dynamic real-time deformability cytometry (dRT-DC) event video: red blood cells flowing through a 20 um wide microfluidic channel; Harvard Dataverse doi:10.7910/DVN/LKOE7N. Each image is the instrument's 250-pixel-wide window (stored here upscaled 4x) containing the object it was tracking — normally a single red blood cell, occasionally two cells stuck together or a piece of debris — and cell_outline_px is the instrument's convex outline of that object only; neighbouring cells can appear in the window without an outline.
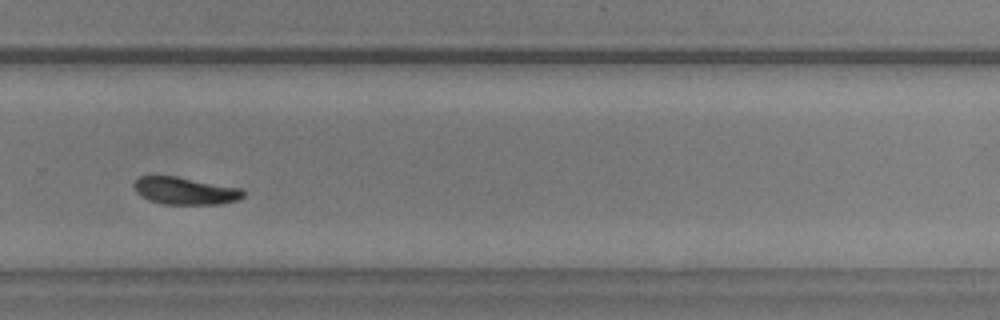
{"species": "common noctule bat (a hibernating species)", "species_latin": "Nyctalus noctula", "temperature_condition": "warm", "stored_images_in_passage": 34, "segment_of_instrument_passage": [2, 2], "camera_frame_rate_fps": 3000, "um_per_image_px": 0.085, "animal": {"sex": "male", "body_mass_g": 20.5, "forearm_length_mm": 52.5}, "frame": {"image": 1, "passage_image": 28, "time_ms": 9.0, "image_size_px": [1000, 320], "cell_outline_px": [[244, 196], [240, 200], [220, 204], [164, 204], [148, 200], [136, 192], [132, 184], [140, 176], [176, 176], [244, 188]], "centroid_in_image_um": [15.77, 16.22], "position_along_channel_um": 314.0, "area_um2": 17.63}}
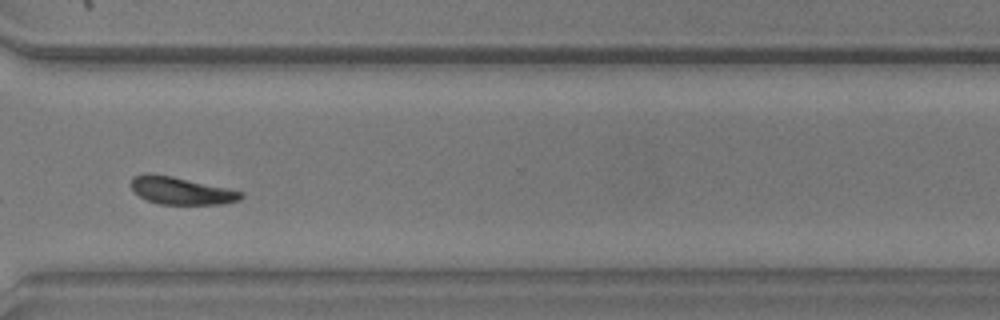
{"frame": {"image": 2, "passage_image": 31, "time_ms": 10.0, "image_size_px": [1000, 320], "cell_outline_px": [[244, 196], [240, 200], [224, 204], [160, 204], [148, 200], [140, 196], [132, 188], [132, 176], [148, 172], [172, 176], [228, 188], [244, 192]], "centroid_in_image_um": [15.43, 16.2], "position_along_channel_um": 355.2, "area_um2": 17.57}}